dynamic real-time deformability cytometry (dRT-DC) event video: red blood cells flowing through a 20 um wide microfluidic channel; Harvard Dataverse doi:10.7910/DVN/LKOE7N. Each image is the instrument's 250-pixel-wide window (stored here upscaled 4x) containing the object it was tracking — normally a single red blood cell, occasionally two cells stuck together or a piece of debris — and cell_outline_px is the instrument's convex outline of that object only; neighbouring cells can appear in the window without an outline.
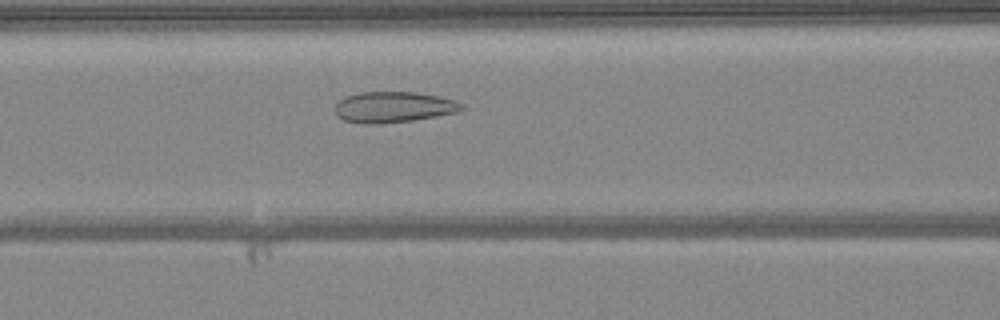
{"species": "common noctule bat (a hibernating species)", "species_latin": "Nyctalus noctula", "temperature_condition": "warm", "stored_images_in_passage": 47, "camera_frame_rate_fps": 3000, "um_per_image_px": 0.085, "animal": {"sex": "female", "body_mass_g": 24.6, "forearm_length_mm": 56.2}, "frame": {"image": 1, "passage_image": 18, "time_ms": 5.667, "image_size_px": [1000, 320], "cell_outline_px": [[464, 108], [460, 112], [412, 120], [372, 124], [364, 124], [344, 120], [336, 116], [336, 104], [340, 100], [348, 96], [360, 92], [416, 92], [440, 96], [456, 100], [464, 104]], "centroid_in_image_um": [33.5, 9.1], "position_along_channel_um": 133.1, "area_um2": 22.77}}
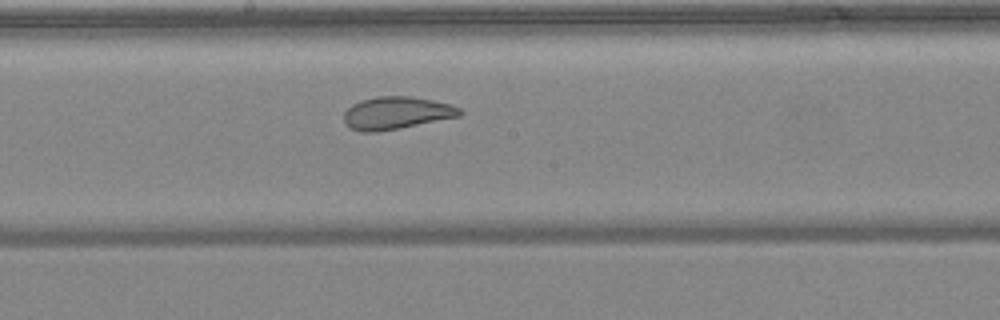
{"frame": {"image": 2, "passage_image": 24, "time_ms": 7.667, "image_size_px": [1000, 320], "cell_outline_px": [[464, 112], [460, 116], [400, 128], [376, 132], [360, 132], [352, 128], [344, 120], [344, 112], [352, 104], [360, 100], [376, 96], [408, 96], [432, 100], [452, 104], [460, 108]], "centroid_in_image_um": [33.71, 9.59], "position_along_channel_um": 214.5, "area_um2": 21.96}}
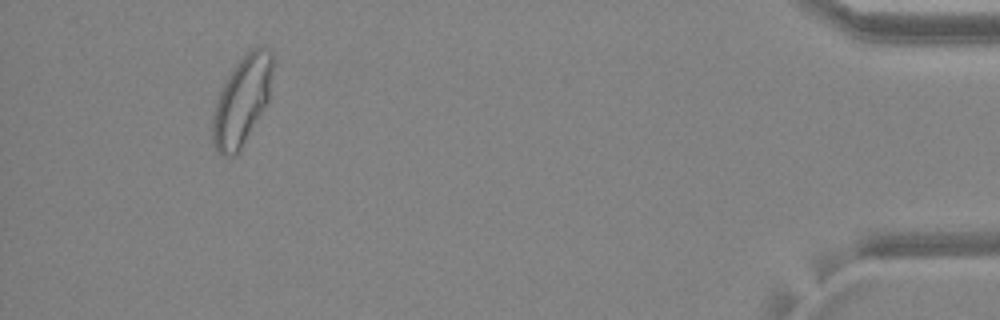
{"frame": {"image": 3, "passage_image": 44, "time_ms": 14.333, "image_size_px": [1000, 320], "cell_outline_px": [[272, 72], [268, 104], [240, 152], [232, 156], [220, 156], [216, 152], [212, 140], [212, 116], [216, 100], [232, 68], [252, 48], [264, 48], [272, 52]], "centroid_in_image_um": [20.55, 8.65], "position_along_channel_um": 414.6, "area_um2": 31.27}, "authors_computed_cell_mechanics": {"area_um2": 27.2238, "velocity_mm_per_s": 4.0618, "shape_relaxation_time_tau1_ms": null, "shape_relaxation_time_tau2_ms": 0.9177, "deformation_change_tau1": null, "deformation_change_tau2": 0.075}}